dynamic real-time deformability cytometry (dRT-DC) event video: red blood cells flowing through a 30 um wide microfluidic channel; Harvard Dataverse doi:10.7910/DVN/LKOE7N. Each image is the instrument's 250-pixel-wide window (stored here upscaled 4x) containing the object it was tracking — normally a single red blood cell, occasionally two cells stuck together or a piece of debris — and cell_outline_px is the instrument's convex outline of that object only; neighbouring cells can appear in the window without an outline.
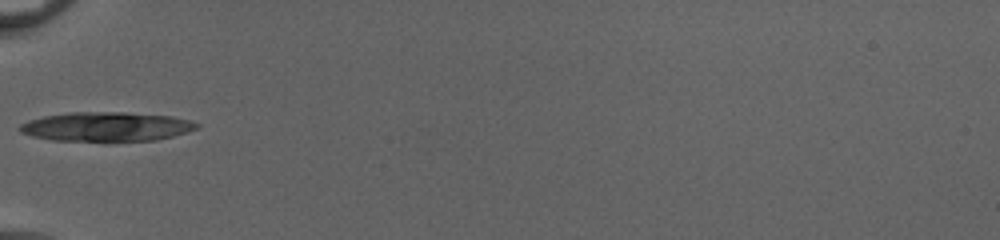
{"species": "common noctule bat (a hibernating species)", "species_latin": "Nyctalus noctula", "temperature_condition": "cold", "stored_images_in_passage": 18, "camera_frame_rate_fps": 3000, "um_per_image_px": 0.085, "animal": {"sex": "female", "body_mass_g": 20.0, "forearm_length_mm": 54.0}, "frame": {"image": 1, "passage_image": 1, "time_ms": 0.0, "image_size_px": [1000, 240], "cell_outline_px": [[200, 128], [188, 132], [156, 140], [52, 140], [32, 136], [20, 132], [16, 128], [20, 124], [28, 120], [44, 116], [68, 112], [124, 112], [172, 116], [192, 120], [200, 124]], "centroid_in_image_um": [9.06, 10.75], "position_along_channel_um": 75.9, "area_um2": 30.17}}
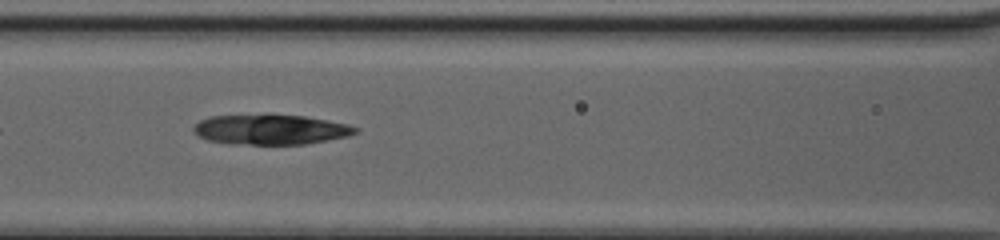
{"frame": {"image": 2, "passage_image": 6, "time_ms": 1.667, "image_size_px": [1000, 240], "cell_outline_px": [[360, 132], [348, 136], [308, 144], [228, 144], [208, 140], [200, 136], [192, 128], [200, 120], [208, 116], [304, 116], [328, 120], [348, 124], [360, 128]], "centroid_in_image_um": [23.07, 11.03], "position_along_channel_um": 143.5, "area_um2": 27.98}}